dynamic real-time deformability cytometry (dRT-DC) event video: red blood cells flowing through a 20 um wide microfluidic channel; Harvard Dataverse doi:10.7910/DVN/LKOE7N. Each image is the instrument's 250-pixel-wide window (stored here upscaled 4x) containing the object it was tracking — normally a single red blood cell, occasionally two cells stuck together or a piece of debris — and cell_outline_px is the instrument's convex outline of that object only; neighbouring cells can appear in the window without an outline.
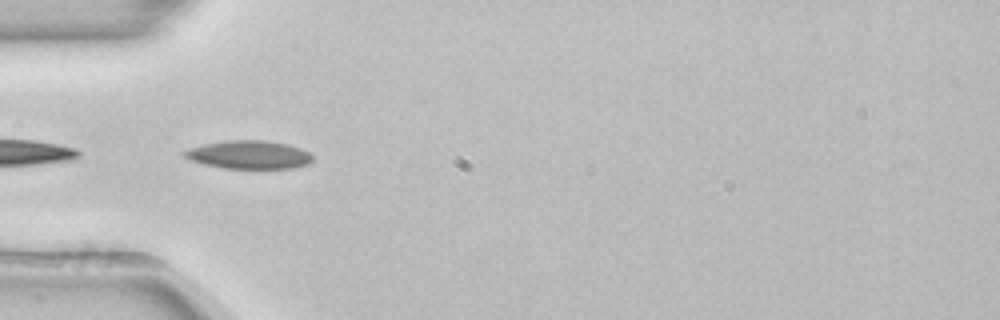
{"species": "common noctule bat (a hibernating species)", "species_latin": "Nyctalus noctula", "temperature_condition": "room temperature", "stored_images_in_passage": 4, "camera_frame_rate_fps": 3000, "um_per_image_px": 0.085, "animal": {"sex": "female", "body_mass_g": 22.7, "forearm_length_mm": 54.2}, "frame": {"image": 1, "passage_image": 1, "time_ms": 0.0, "image_size_px": [1000, 320], "cell_outline_px": [[312, 160], [308, 164], [292, 168], [224, 168], [204, 164], [192, 160], [184, 156], [180, 152], [188, 148], [204, 144], [228, 140], [264, 140], [288, 144], [300, 148], [308, 152], [312, 156]], "centroid_in_image_um": [21.14, 13.14], "position_along_channel_um": 63.9, "area_um2": 21.04}}